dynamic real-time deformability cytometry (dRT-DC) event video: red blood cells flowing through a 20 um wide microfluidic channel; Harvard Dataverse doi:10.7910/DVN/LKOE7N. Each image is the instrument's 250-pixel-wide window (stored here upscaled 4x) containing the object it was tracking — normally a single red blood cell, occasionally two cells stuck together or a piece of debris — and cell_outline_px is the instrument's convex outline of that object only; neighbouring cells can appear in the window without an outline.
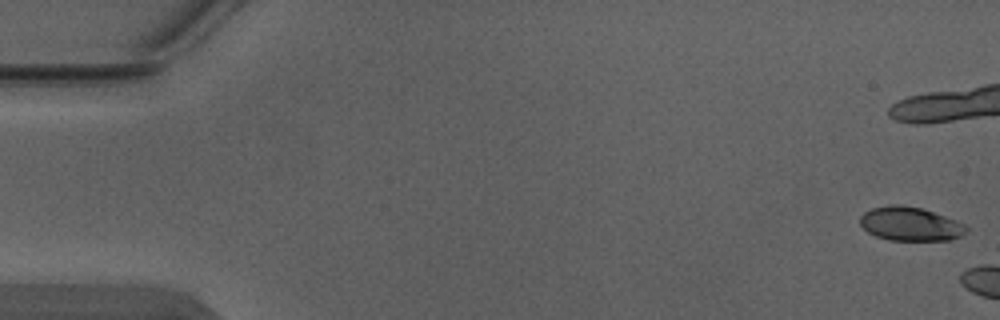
{"species": "Egyptian fruit bat (a non-hibernating species)", "species_latin": "Rousettus aegyptiacus", "temperature_condition": "warm", "stored_images_in_passage": 5, "segment_of_instrument_passage": [2, 2], "camera_frame_rate_fps": 3000, "um_per_image_px": 0.085, "animal": {"sex": "male"}, "frame": {"image": 1, "passage_image": 5, "time_ms": 1.333, "image_size_px": [1000, 320], "cell_outline_px": [[968, 228], [960, 236], [948, 240], [888, 240], [876, 236], [868, 232], [860, 224], [860, 216], [864, 212], [872, 208], [888, 204], [900, 204], [920, 208], [956, 220], [964, 224]], "centroid_in_image_um": [77.33, 19.03], "position_along_channel_um": 7.7, "area_um2": 20.81}}